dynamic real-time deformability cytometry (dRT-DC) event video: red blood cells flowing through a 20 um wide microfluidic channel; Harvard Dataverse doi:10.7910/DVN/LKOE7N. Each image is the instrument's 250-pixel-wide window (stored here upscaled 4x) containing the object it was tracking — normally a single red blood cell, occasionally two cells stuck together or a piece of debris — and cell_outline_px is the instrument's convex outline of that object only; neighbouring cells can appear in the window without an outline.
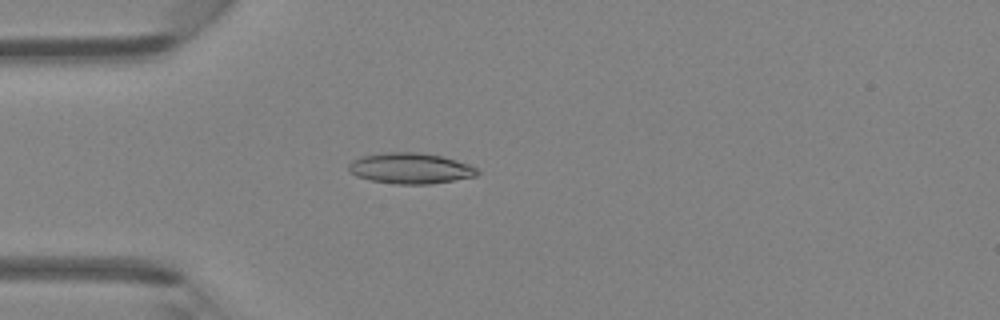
{"species": "Egyptian fruit bat (a non-hibernating species)", "species_latin": "Rousettus aegyptiacus", "temperature_condition": "room temperature", "stored_images_in_passage": 46, "camera_frame_rate_fps": 3000, "um_per_image_px": 0.085, "animal": {"sex": "female"}, "frame": {"image": 1, "passage_image": 12, "time_ms": 3.667, "image_size_px": [1000, 320], "cell_outline_px": [[480, 172], [476, 176], [432, 184], [396, 184], [372, 180], [356, 176], [348, 168], [348, 164], [352, 160], [360, 156], [384, 152], [420, 152], [440, 156], [456, 160], [468, 164], [476, 168]], "centroid_in_image_um": [34.87, 14.3], "position_along_channel_um": 50.1, "area_um2": 23.06}}
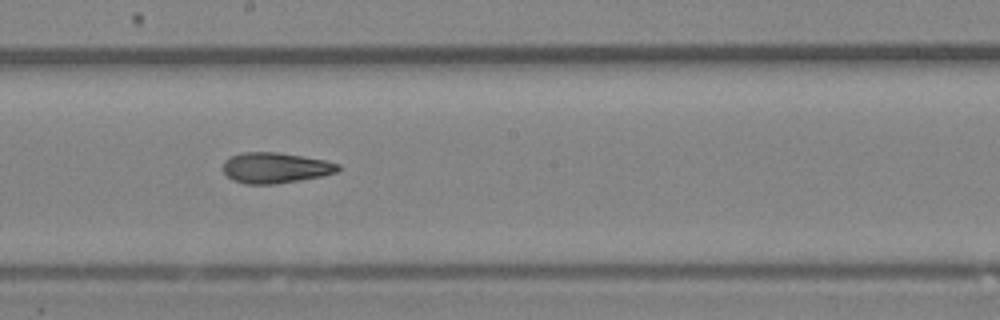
{"frame": {"image": 2, "passage_image": 25, "time_ms": 8.0, "image_size_px": [1000, 320], "cell_outline_px": [[340, 168], [336, 172], [320, 176], [300, 180], [276, 184], [244, 184], [232, 180], [224, 172], [224, 160], [240, 152], [276, 152], [324, 160], [340, 164]], "centroid_in_image_um": [23.38, 14.27], "position_along_channel_um": 224.8, "area_um2": 20.4}}
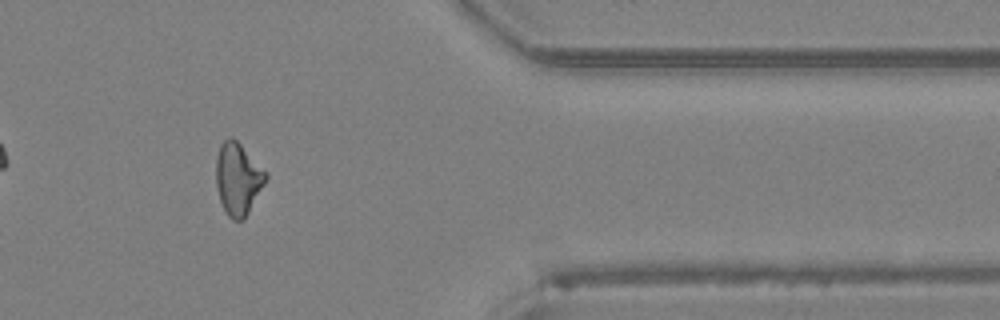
{"frame": {"image": 3, "passage_image": 38, "time_ms": 12.333, "image_size_px": [1000, 320], "cell_outline_px": [[268, 176], [264, 184], [244, 220], [232, 220], [228, 216], [220, 200], [216, 184], [216, 160], [220, 144], [228, 136], [232, 136], [268, 172]], "centroid_in_image_um": [20.23, 15.18], "position_along_channel_um": 391.2, "area_um2": 20.87}, "authors_computed_cell_mechanics": {"area_um2": 20.808, "velocity_mm_per_s": 4.3118, "shape_relaxation_time_tau1_ms": 9.5292, "shape_relaxation_time_tau2_ms": 3.0182, "deformation_change_tau1": 0.2083, "deformation_change_tau2": 0.1035}}